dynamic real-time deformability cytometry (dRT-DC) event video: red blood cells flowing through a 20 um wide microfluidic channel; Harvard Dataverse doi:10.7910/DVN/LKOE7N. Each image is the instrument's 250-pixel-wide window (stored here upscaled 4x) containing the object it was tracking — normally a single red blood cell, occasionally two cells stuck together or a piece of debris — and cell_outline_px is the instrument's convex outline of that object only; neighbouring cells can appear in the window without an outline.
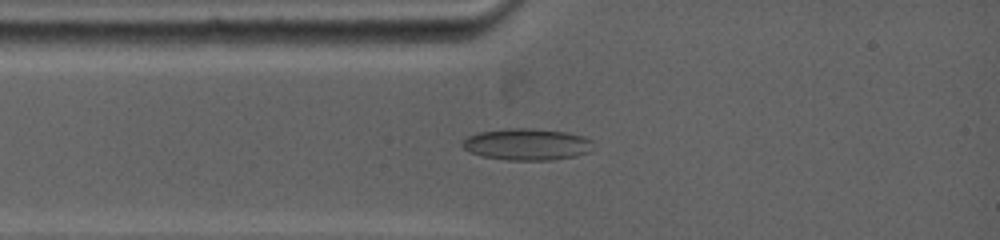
{"species": "common noctule bat (a hibernating species)", "species_latin": "Nyctalus noctula", "temperature_condition": "warm", "stored_images_in_passage": 26, "camera_frame_rate_fps": 5000, "um_per_image_px": 0.085, "animal": {"sex": "female", "body_mass_g": 19.0, "forearm_length_mm": 53.3}, "frame": {"image": 1, "passage_image": 3, "time_ms": 1.4, "image_size_px": [1000, 240], "cell_outline_px": [[592, 140], [588, 152], [576, 156], [552, 160], [508, 160], [484, 156], [468, 152], [460, 144], [468, 136], [480, 132], [508, 128], [532, 128], [568, 132], [584, 136]], "centroid_in_image_um": [44.78, 12.26], "position_along_channel_um": 40.2, "area_um2": 24.1}}
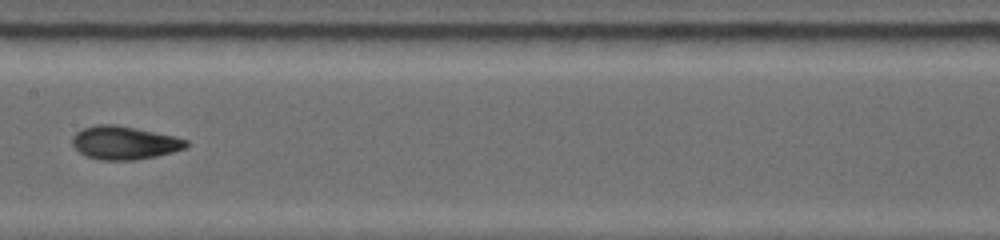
{"frame": {"image": 2, "passage_image": 9, "time_ms": 5.4, "image_size_px": [1000, 240], "cell_outline_px": [[188, 144], [184, 148], [172, 152], [156, 156], [132, 160], [104, 160], [88, 156], [80, 152], [72, 144], [72, 140], [76, 132], [84, 128], [96, 124], [116, 124], [176, 136], [188, 140]], "centroid_in_image_um": [10.59, 12.12], "position_along_channel_um": 196.8, "area_um2": 21.91}}
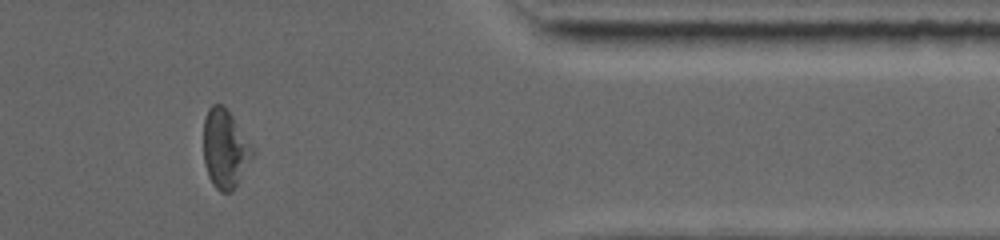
{"frame": {"image": 3, "passage_image": 19, "time_ms": 11.0, "image_size_px": [1000, 240], "cell_outline_px": [[252, 156], [236, 184], [228, 192], [220, 192], [212, 184], [208, 176], [204, 164], [204, 120], [208, 108], [212, 104], [224, 104], [232, 116], [252, 148]], "centroid_in_image_um": [19.07, 12.62], "position_along_channel_um": 392.3, "area_um2": 21.79}, "authors_computed_cell_mechanics": {"area_um2": 21.8773, "velocity_mm_per_s": 3.9184, "shape_relaxation_time_tau1_ms": 5.7766, "shape_relaxation_time_tau2_ms": 3.3581, "deformation_change_tau1": 0.1713, "deformation_change_tau2": 0.0684}}